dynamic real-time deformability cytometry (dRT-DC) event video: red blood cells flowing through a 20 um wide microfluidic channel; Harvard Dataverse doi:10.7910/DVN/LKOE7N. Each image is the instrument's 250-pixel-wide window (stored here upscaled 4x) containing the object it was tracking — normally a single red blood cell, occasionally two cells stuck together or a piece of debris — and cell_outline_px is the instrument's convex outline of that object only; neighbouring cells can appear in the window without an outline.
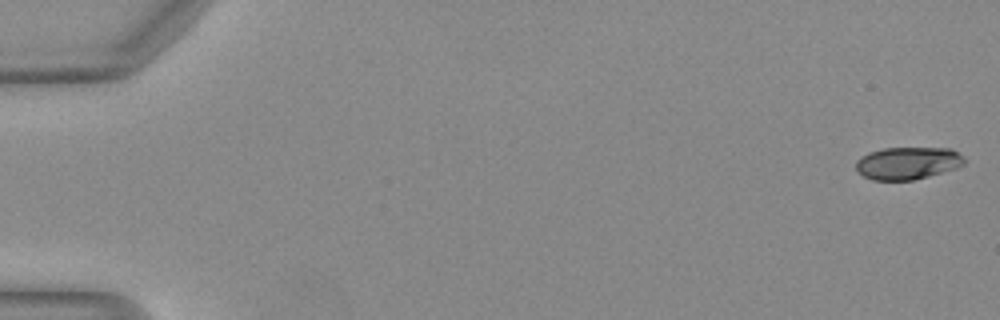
{"species": "Egyptian fruit bat (a non-hibernating species)", "species_latin": "Rousettus aegyptiacus", "temperature_condition": "warm", "stored_images_in_passage": 12, "camera_frame_rate_fps": 3000, "um_per_image_px": 0.085, "animal": {"sex": "female"}, "frame": {"image": 1, "passage_image": 1, "time_ms": 0.0, "image_size_px": [1000, 320], "cell_outline_px": [[964, 164], [956, 168], [928, 176], [912, 180], [872, 180], [856, 172], [856, 160], [860, 156], [868, 152], [884, 148], [952, 148], [964, 156]], "centroid_in_image_um": [77.13, 13.86], "position_along_channel_um": 7.9, "area_um2": 20.63}}